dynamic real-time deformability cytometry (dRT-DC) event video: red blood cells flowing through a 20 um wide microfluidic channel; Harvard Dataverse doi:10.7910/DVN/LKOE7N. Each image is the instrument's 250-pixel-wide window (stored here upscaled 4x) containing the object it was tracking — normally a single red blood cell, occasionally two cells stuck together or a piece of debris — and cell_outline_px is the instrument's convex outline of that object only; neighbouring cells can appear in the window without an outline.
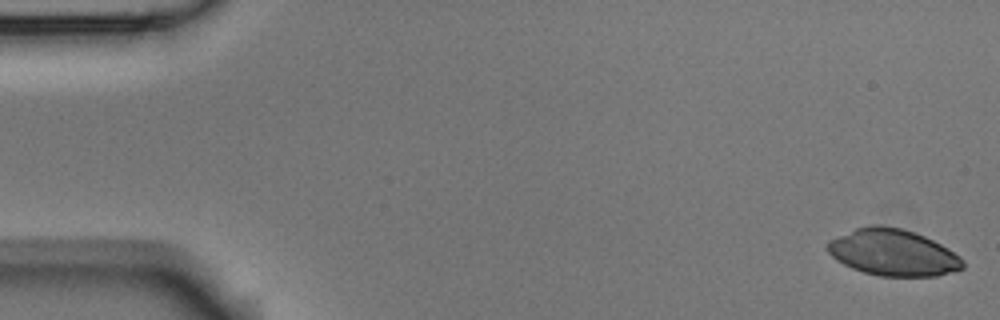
{"species": "Egyptian fruit bat (a non-hibernating species)", "species_latin": "Rousettus aegyptiacus", "temperature_condition": "room temperature", "stored_images_in_passage": 53, "camera_frame_rate_fps": 3000, "um_per_image_px": 0.085, "animal": {"sex": "male"}, "frame": {"image": 1, "passage_image": 1, "time_ms": 0.0, "image_size_px": [1000, 320], "cell_outline_px": [[964, 268], [936, 276], [880, 276], [864, 272], [852, 268], [836, 260], [828, 252], [828, 240], [856, 228], [868, 224], [880, 224], [900, 228], [924, 236], [948, 248], [960, 256], [964, 260]], "centroid_in_image_um": [75.9, 21.46], "position_along_channel_um": 9.1, "area_um2": 36.59}}